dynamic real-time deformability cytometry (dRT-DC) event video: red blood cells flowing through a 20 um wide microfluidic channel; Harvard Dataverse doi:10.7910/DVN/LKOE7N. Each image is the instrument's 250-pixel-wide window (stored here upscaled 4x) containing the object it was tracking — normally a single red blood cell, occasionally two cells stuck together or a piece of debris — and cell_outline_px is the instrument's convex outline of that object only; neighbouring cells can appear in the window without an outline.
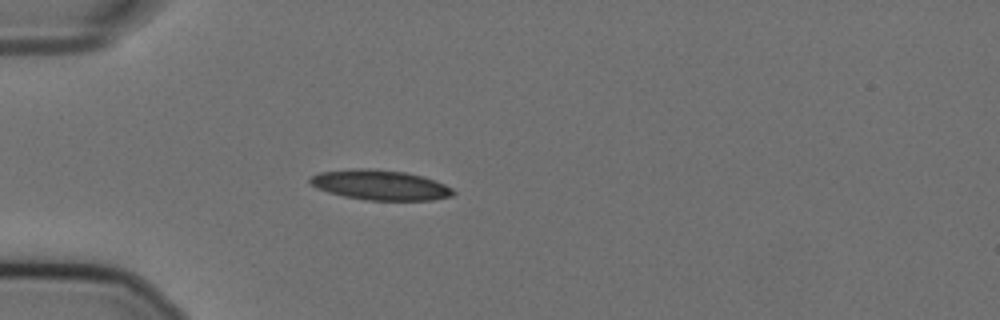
{"species": "Egyptian fruit bat (a non-hibernating species)", "species_latin": "Rousettus aegyptiacus", "temperature_condition": "cold", "stored_images_in_passage": 41, "camera_frame_rate_fps": 3000, "um_per_image_px": 0.085, "animal": {"sex": "female"}, "frame": {"image": 1, "passage_image": 1, "time_ms": 0.0, "image_size_px": [1000, 320], "cell_outline_px": [[456, 192], [452, 196], [432, 200], [364, 200], [344, 196], [328, 192], [316, 188], [308, 180], [312, 176], [320, 172], [356, 168], [368, 168], [404, 172], [420, 176], [444, 184], [452, 188]], "centroid_in_image_um": [32.3, 15.73], "position_along_channel_um": 52.7, "area_um2": 24.85}}
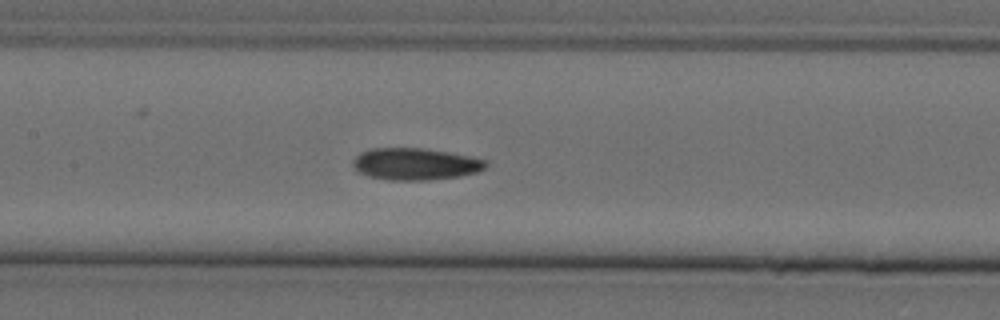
{"frame": {"image": 2, "passage_image": 12, "time_ms": 3.667, "image_size_px": [1000, 320], "cell_outline_px": [[488, 164], [484, 168], [476, 172], [460, 176], [428, 180], [388, 180], [368, 176], [360, 172], [352, 164], [352, 160], [360, 152], [372, 148], [424, 148], [448, 152], [488, 160]], "centroid_in_image_um": [35.29, 13.94], "position_along_channel_um": 172.1, "area_um2": 24.68}}
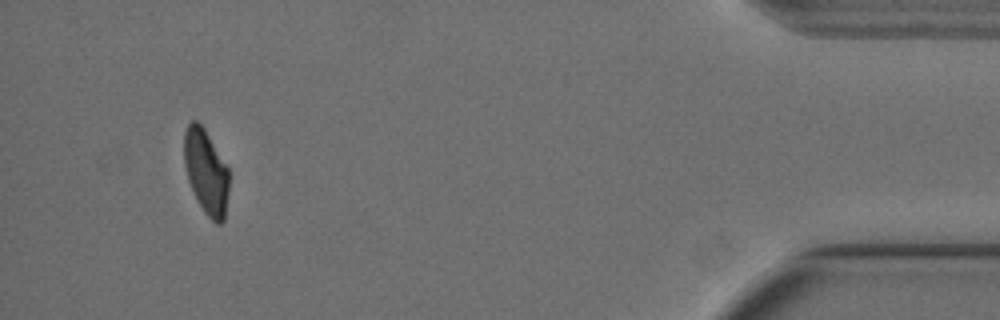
{"frame": {"image": 3, "passage_image": 38, "time_ms": 12.333, "image_size_px": [1000, 320], "cell_outline_px": [[228, 192], [224, 220], [220, 224], [216, 224], [204, 212], [196, 200], [188, 180], [184, 164], [184, 132], [188, 124], [192, 120], [196, 120], [204, 128], [228, 168]], "centroid_in_image_um": [17.5, 14.61], "position_along_channel_um": 417.7, "area_um2": 22.08}, "authors_computed_cell_mechanics": {"area_um2": 24.565, "velocity_mm_per_s": 3.5767, "shape_relaxation_time_tau1_ms": null, "shape_relaxation_time_tau2_ms": 3.9274, "deformation_change_tau1": null, "deformation_change_tau2": 0.1046}}